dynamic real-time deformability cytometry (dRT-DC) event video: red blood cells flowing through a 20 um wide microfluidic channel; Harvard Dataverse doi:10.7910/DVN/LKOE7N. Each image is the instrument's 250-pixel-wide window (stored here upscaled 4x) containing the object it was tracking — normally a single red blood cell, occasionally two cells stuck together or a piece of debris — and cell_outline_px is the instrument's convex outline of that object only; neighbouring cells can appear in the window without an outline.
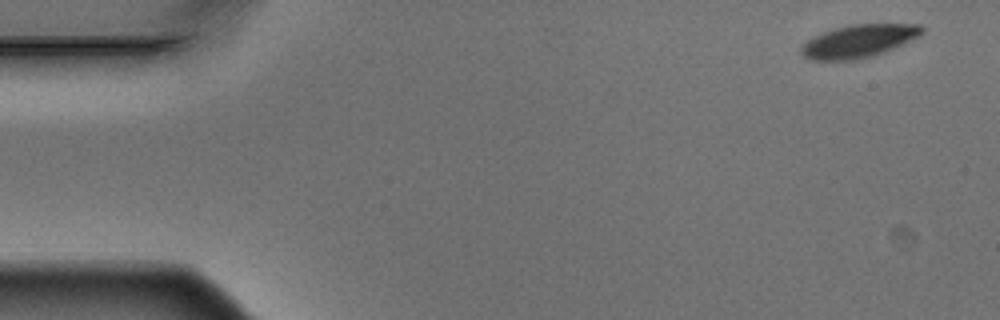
{"species": "Egyptian fruit bat (a non-hibernating species)", "species_latin": "Rousettus aegyptiacus", "temperature_condition": "warm", "stored_images_in_passage": 3, "camera_frame_rate_fps": 3000, "um_per_image_px": 0.085, "animal": {"sex": "male"}, "frame": {"image": 1, "passage_image": 1, "time_ms": 0.0, "image_size_px": [1000, 320], "cell_outline_px": [[924, 32], [884, 52], [872, 56], [856, 60], [808, 60], [800, 52], [800, 48], [812, 36], [848, 24], [920, 24], [924, 28]], "centroid_in_image_um": [72.94, 3.49], "position_along_channel_um": 12.1, "area_um2": 22.89}}